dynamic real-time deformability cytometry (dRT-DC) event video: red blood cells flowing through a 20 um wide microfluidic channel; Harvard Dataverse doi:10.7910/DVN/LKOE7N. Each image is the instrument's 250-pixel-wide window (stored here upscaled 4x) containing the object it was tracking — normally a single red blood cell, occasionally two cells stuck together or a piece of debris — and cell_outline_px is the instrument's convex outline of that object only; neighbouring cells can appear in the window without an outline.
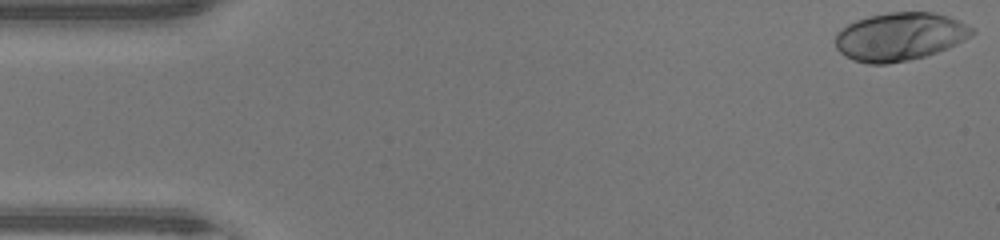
{"species": "human", "species_latin": "Homo sapiens", "temperature_condition": "warm", "stored_images_in_passage": 47, "camera_frame_rate_fps": 3000, "um_per_image_px": 0.085, "donor": {"sex": "male"}, "frame": {"image": 1, "passage_image": 1, "time_ms": 0.0, "image_size_px": [1000, 240], "cell_outline_px": [[976, 32], [972, 36], [948, 48], [924, 56], [908, 60], [888, 64], [868, 64], [852, 60], [844, 56], [836, 48], [836, 32], [848, 24], [856, 20], [868, 16], [888, 12], [932, 12], [948, 16], [976, 28]], "centroid_in_image_um": [76.49, 3.11], "position_along_channel_um": 8.5, "area_um2": 38.55}}
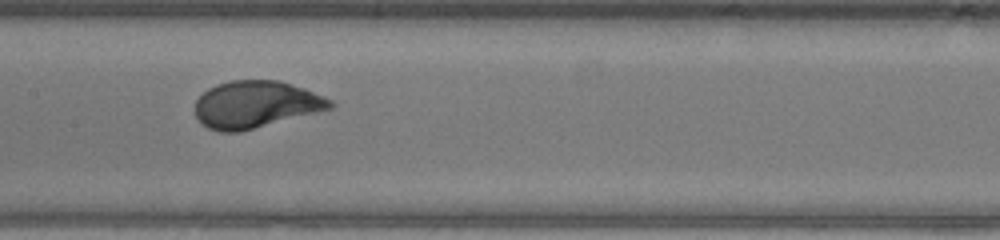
{"frame": {"image": 2, "passage_image": 23, "time_ms": 7.333, "image_size_px": [1000, 240], "cell_outline_px": [[336, 104], [332, 108], [240, 132], [220, 132], [208, 128], [200, 124], [196, 116], [196, 100], [208, 88], [216, 84], [232, 80], [280, 80], [304, 88], [324, 96], [332, 100]], "centroid_in_image_um": [21.73, 8.88], "position_along_channel_um": 185.7, "area_um2": 37.11}}
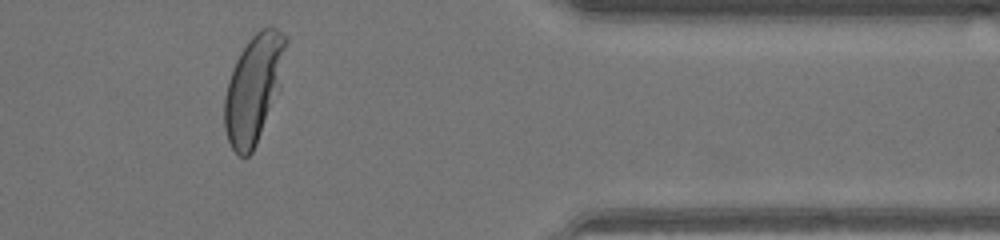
{"frame": {"image": 3, "passage_image": 39, "time_ms": 12.667, "image_size_px": [1000, 240], "cell_outline_px": [[288, 40], [280, 88], [256, 144], [252, 152], [248, 156], [240, 156], [232, 148], [228, 140], [224, 128], [224, 96], [228, 80], [236, 60], [240, 52], [248, 40], [260, 28], [268, 24], [276, 28], [288, 36]], "centroid_in_image_um": [21.57, 7.47], "position_along_channel_um": 389.8, "area_um2": 38.78}, "authors_computed_cell_mechanics": {"area_um2": 36.9342, "velocity_mm_per_s": 4.3167, "shape_relaxation_time_tau1_ms": 2.5044, "shape_relaxation_time_tau2_ms": null, "deformation_change_tau1": 0.1953, "deformation_change_tau2": null}}